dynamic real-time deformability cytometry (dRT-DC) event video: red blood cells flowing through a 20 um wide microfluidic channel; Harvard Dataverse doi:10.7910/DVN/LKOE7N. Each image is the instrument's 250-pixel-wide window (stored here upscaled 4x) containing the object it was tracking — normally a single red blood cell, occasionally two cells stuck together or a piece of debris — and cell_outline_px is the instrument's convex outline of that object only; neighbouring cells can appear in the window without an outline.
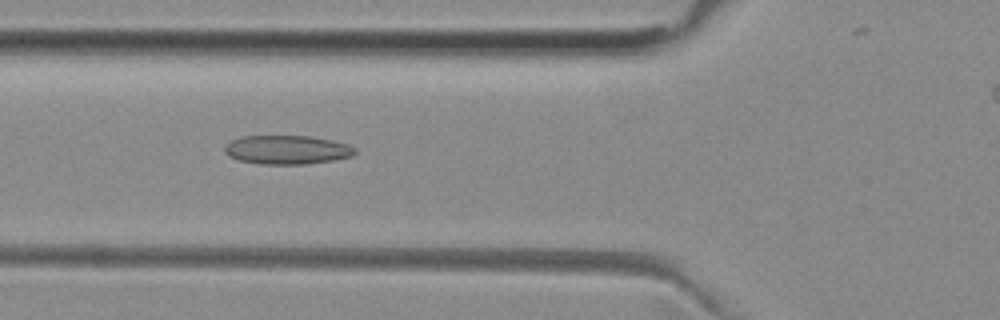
{"species": "common noctule bat (a hibernating species)", "species_latin": "Nyctalus noctula", "temperature_condition": "room temperature", "stored_images_in_passage": 45, "camera_frame_rate_fps": 3000, "um_per_image_px": 0.085, "animal": {"sex": "female", "body_mass_g": 29.2, "forearm_length_mm": 56.3}, "frame": {"image": 1, "passage_image": 16, "time_ms": 5.0, "image_size_px": [1000, 320], "cell_outline_px": [[356, 152], [352, 156], [332, 160], [304, 164], [260, 164], [240, 160], [228, 156], [224, 152], [224, 144], [240, 136], [308, 136], [332, 140], [348, 144], [356, 148]], "centroid_in_image_um": [24.37, 12.72], "position_along_channel_um": 101.4, "area_um2": 21.96}}
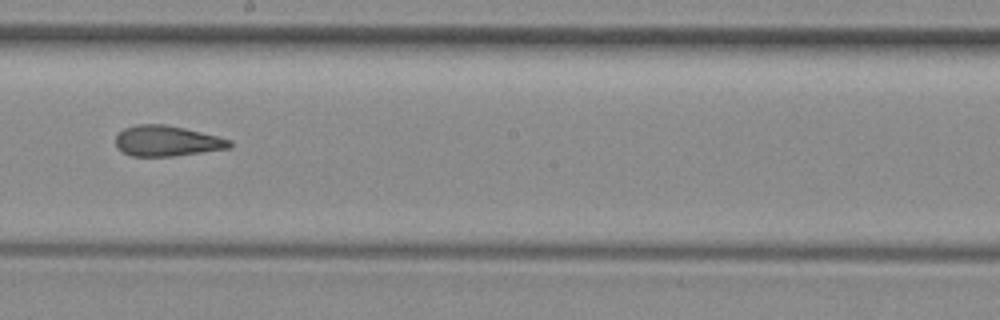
{"frame": {"image": 2, "passage_image": 26, "time_ms": 8.333, "image_size_px": [1000, 320], "cell_outline_px": [[232, 148], [172, 156], [132, 156], [124, 152], [116, 144], [116, 136], [124, 128], [136, 124], [164, 124], [184, 128], [232, 140]], "centroid_in_image_um": [14.21, 11.98], "position_along_channel_um": 234.0, "area_um2": 20.11}}
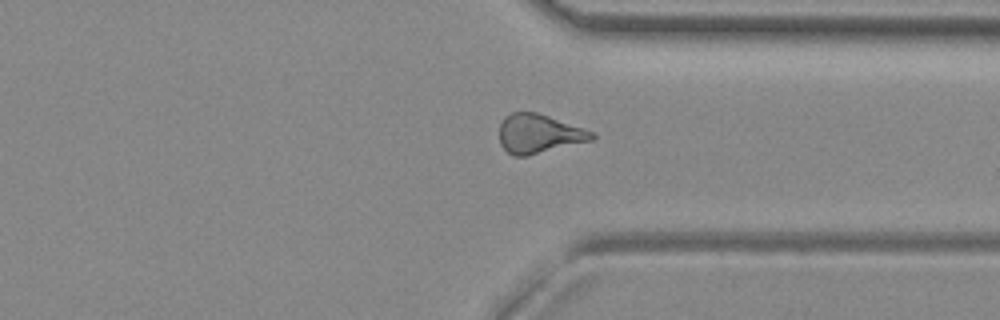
{"frame": {"image": 3, "passage_image": 36, "time_ms": 11.667, "image_size_px": [1000, 320], "cell_outline_px": [[596, 136], [592, 140], [528, 156], [512, 156], [500, 144], [500, 124], [504, 116], [512, 112], [536, 112], [596, 132]], "centroid_in_image_um": [45.81, 11.37], "position_along_channel_um": 365.6, "area_um2": 21.1}, "authors_computed_cell_mechanics": {"area_um2": 21.0392, "velocity_mm_per_s": 3.9698, "shape_relaxation_time_tau1_ms": null, "shape_relaxation_time_tau2_ms": 2.9853, "deformation_change_tau1": null, "deformation_change_tau2": 0.1157}}